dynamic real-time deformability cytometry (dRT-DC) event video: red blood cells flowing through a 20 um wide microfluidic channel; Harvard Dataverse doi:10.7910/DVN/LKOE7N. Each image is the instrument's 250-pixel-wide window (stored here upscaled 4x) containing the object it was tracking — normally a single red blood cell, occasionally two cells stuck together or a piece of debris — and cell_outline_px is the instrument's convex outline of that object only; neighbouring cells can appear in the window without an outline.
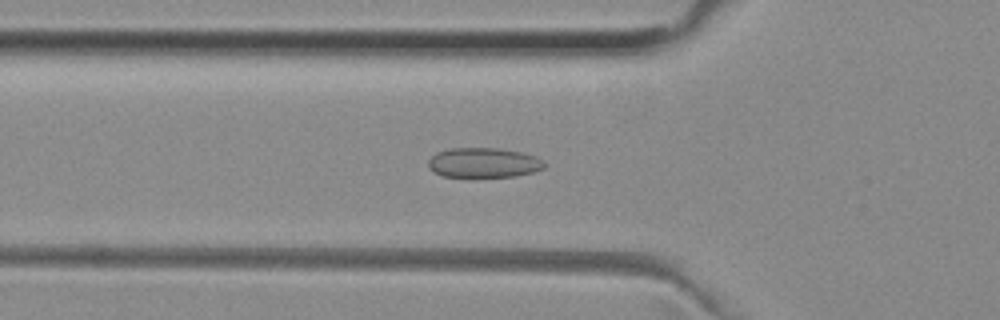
{"species": "common noctule bat (a hibernating species)", "species_latin": "Nyctalus noctula", "temperature_condition": "room temperature", "stored_images_in_passage": 51, "camera_frame_rate_fps": 3000, "um_per_image_px": 0.085, "animal": {"sex": "female", "body_mass_g": 29.2, "forearm_length_mm": 56.3}, "frame": {"image": 1, "passage_image": 17, "time_ms": 5.333, "image_size_px": [1000, 320], "cell_outline_px": [[544, 168], [532, 172], [516, 176], [444, 176], [432, 172], [428, 168], [428, 160], [436, 152], [452, 148], [500, 148], [520, 152], [536, 156], [544, 160]], "centroid_in_image_um": [41.09, 13.82], "position_along_channel_um": 84.7, "area_um2": 20.11}}
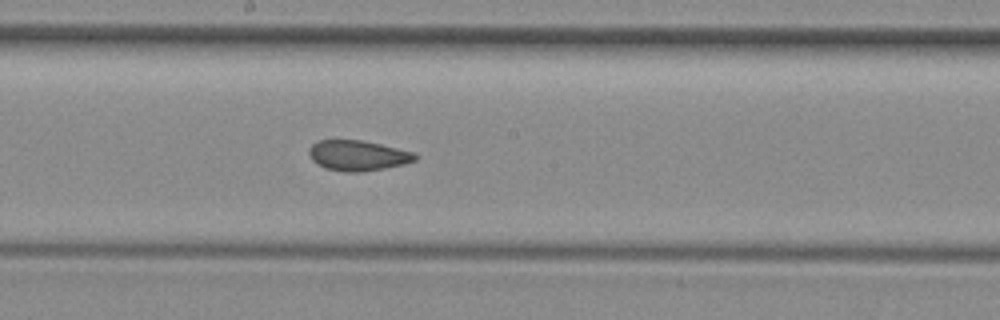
{"frame": {"image": 2, "passage_image": 27, "time_ms": 8.667, "image_size_px": [1000, 320], "cell_outline_px": [[420, 156], [416, 160], [404, 164], [384, 168], [360, 172], [344, 172], [324, 168], [312, 160], [308, 156], [308, 148], [312, 144], [320, 140], [360, 140], [380, 144], [416, 152]], "centroid_in_image_um": [30.42, 13.22], "position_along_channel_um": 217.8, "area_um2": 18.96}}
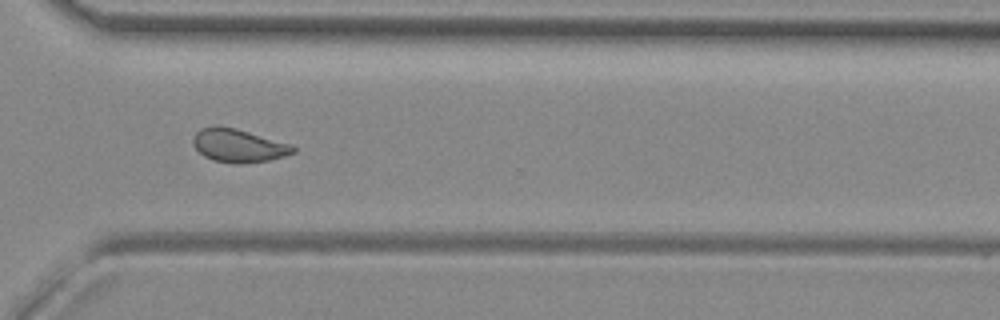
{"frame": {"image": 3, "passage_image": 37, "time_ms": 12.0, "image_size_px": [1000, 320], "cell_outline_px": [[296, 152], [284, 156], [268, 160], [240, 164], [236, 164], [212, 160], [204, 156], [192, 144], [192, 140], [196, 132], [200, 128], [216, 124], [236, 128], [292, 144], [296, 148]], "centroid_in_image_um": [20.26, 12.36], "position_along_channel_um": 350.3, "area_um2": 19.65}, "authors_computed_cell_mechanics": {"area_um2": 19.7098, "velocity_mm_per_s": 3.9802, "shape_relaxation_time_tau1_ms": null, "shape_relaxation_time_tau2_ms": 1.7653, "deformation_change_tau1": null, "deformation_change_tau2": 0.0777}}